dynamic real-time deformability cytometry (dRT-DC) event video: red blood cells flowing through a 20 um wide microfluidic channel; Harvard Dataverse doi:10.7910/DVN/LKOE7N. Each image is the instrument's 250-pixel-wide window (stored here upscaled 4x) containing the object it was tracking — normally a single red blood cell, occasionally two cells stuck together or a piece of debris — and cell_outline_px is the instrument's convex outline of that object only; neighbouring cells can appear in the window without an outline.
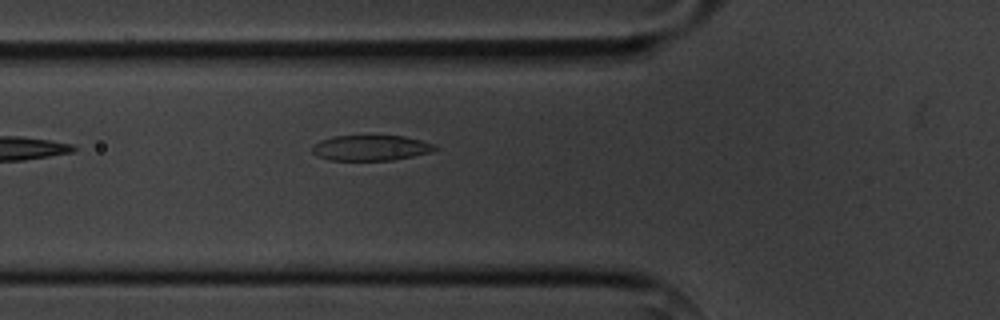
{"species": "common noctule bat (a hibernating species)", "species_latin": "Nyctalus noctula", "temperature_condition": "cold", "stored_images_in_passage": 5, "camera_frame_rate_fps": 3000, "um_per_image_px": 0.085, "animal": {"sex": "male", "body_mass_g": 20.1, "forearm_length_mm": 53.5}, "frame": {"image": 1, "passage_image": 5, "time_ms": 4.667, "image_size_px": [1000, 320], "cell_outline_px": [[440, 148], [432, 152], [392, 160], [328, 160], [312, 152], [312, 144], [320, 140], [332, 136], [404, 136], [436, 144]], "centroid_in_image_um": [31.54, 12.56], "position_along_channel_um": 94.3, "area_um2": 18.26}}